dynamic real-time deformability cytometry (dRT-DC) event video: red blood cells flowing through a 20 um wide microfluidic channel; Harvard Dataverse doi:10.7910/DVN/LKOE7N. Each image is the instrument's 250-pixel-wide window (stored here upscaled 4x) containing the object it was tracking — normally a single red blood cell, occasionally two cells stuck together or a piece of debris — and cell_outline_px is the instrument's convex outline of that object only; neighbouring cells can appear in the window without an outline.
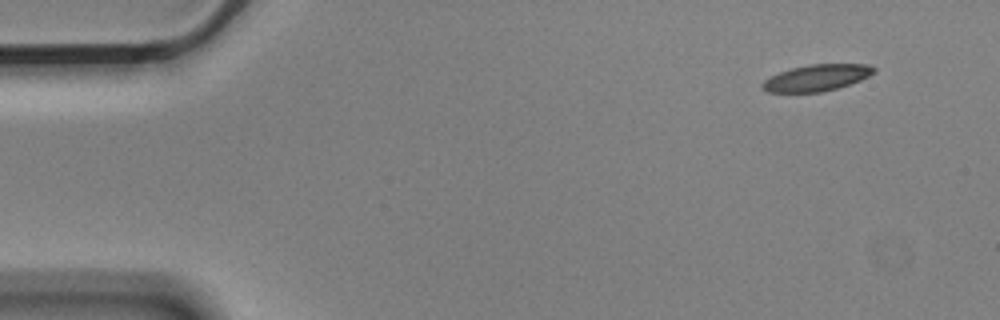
{"species": "Egyptian fruit bat (a non-hibernating species)", "species_latin": "Rousettus aegyptiacus", "temperature_condition": "cold", "stored_images_in_passage": 5, "camera_frame_rate_fps": 3000, "um_per_image_px": 0.085, "animal": {"sex": "male"}, "frame": {"image": 1, "passage_image": 1, "time_ms": 0.0, "image_size_px": [1000, 320], "cell_outline_px": [[876, 72], [860, 80], [836, 88], [820, 92], [768, 92], [760, 88], [760, 84], [764, 80], [780, 72], [792, 68], [808, 64], [868, 64], [876, 68]], "centroid_in_image_um": [69.41, 6.6], "position_along_channel_um": 15.6, "area_um2": 17.11}}
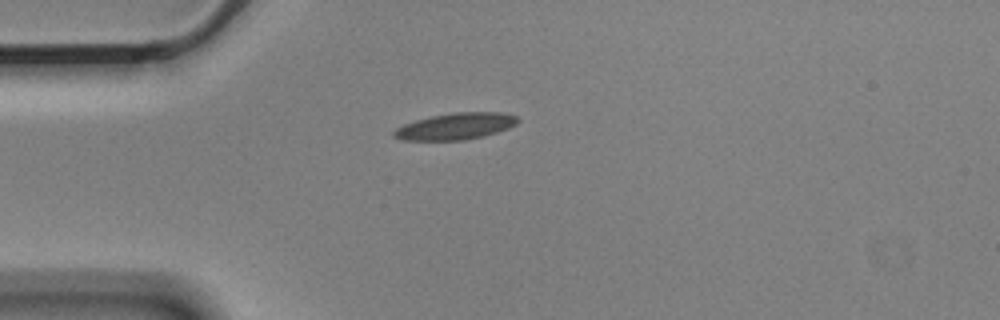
{"frame": {"image": 2, "passage_image": 3, "time_ms": 0.667, "image_size_px": [1000, 320], "cell_outline_px": [[520, 120], [516, 124], [508, 128], [484, 136], [464, 140], [400, 140], [392, 136], [392, 132], [396, 128], [404, 124], [416, 120], [432, 116], [456, 112], [500, 112], [516, 116]], "centroid_in_image_um": [38.71, 10.74], "position_along_channel_um": 46.3, "area_um2": 19.13}}
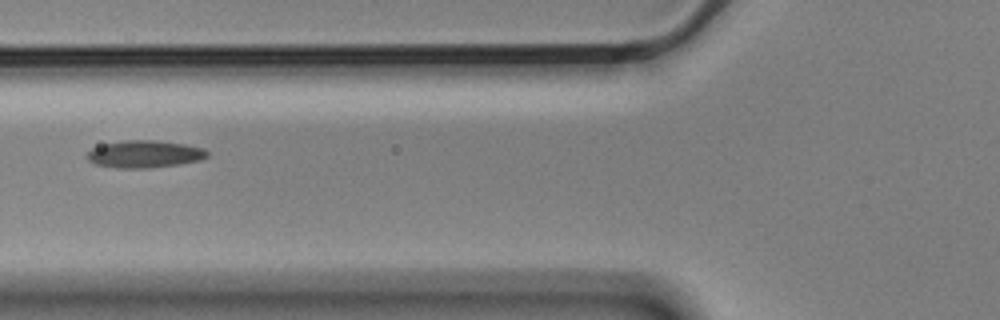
{"frame": {"image": 3, "passage_image": 5, "time_ms": 1.333, "image_size_px": [1000, 320], "cell_outline_px": [[208, 156], [200, 160], [180, 164], [148, 168], [116, 168], [96, 164], [88, 160], [88, 152], [92, 148], [104, 144], [124, 140], [152, 140], [184, 144], [204, 148], [208, 152]], "centroid_in_image_um": [12.3, 13.1], "position_along_channel_um": 113.5, "area_um2": 19.02}}